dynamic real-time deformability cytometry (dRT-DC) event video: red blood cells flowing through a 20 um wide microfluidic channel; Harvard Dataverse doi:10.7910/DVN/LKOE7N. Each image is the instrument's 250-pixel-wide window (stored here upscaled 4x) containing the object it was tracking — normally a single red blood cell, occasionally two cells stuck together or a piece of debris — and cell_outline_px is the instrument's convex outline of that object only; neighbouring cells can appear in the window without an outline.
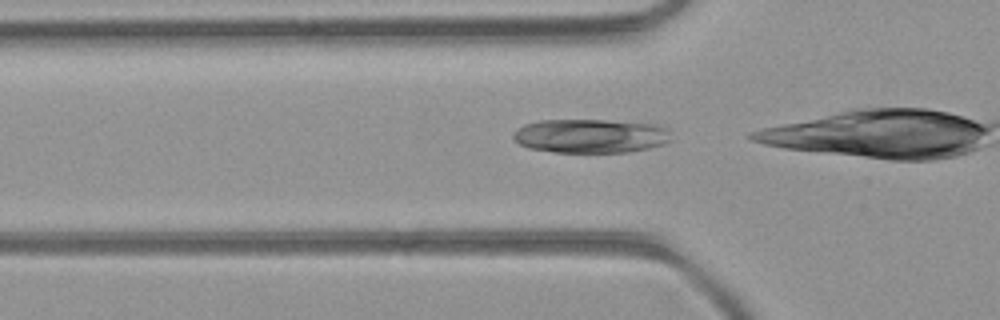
{"species": "common noctule bat (a hibernating species)", "species_latin": "Nyctalus noctula", "temperature_condition": "room temperature", "stored_images_in_passage": 31, "camera_frame_rate_fps": 3000, "um_per_image_px": 0.085, "animal": {"sex": "female", "body_mass_g": 21.9}, "frame": {"image": 1, "passage_image": 9, "time_ms": 2.667, "image_size_px": [1000, 320], "cell_outline_px": [[668, 140], [664, 144], [648, 148], [628, 152], [552, 152], [528, 148], [512, 140], [512, 136], [524, 124], [540, 120], [604, 120], [656, 124], [668, 128]], "centroid_in_image_um": [50.16, 11.55], "position_along_channel_um": 75.6, "area_um2": 31.15}}
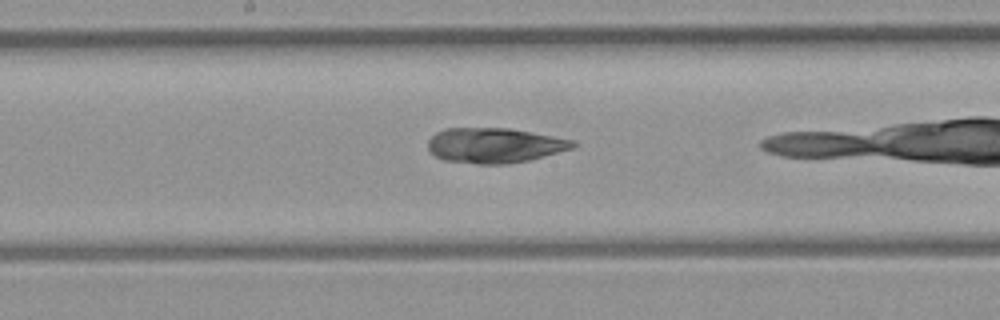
{"frame": {"image": 2, "passage_image": 18, "time_ms": 5.667, "image_size_px": [1000, 320], "cell_outline_px": [[580, 144], [576, 148], [532, 160], [504, 164], [476, 164], [444, 160], [436, 156], [428, 148], [428, 140], [436, 132], [444, 128], [508, 128], [576, 140]], "centroid_in_image_um": [42.11, 12.36], "position_along_channel_um": 206.1, "area_um2": 30.0}}
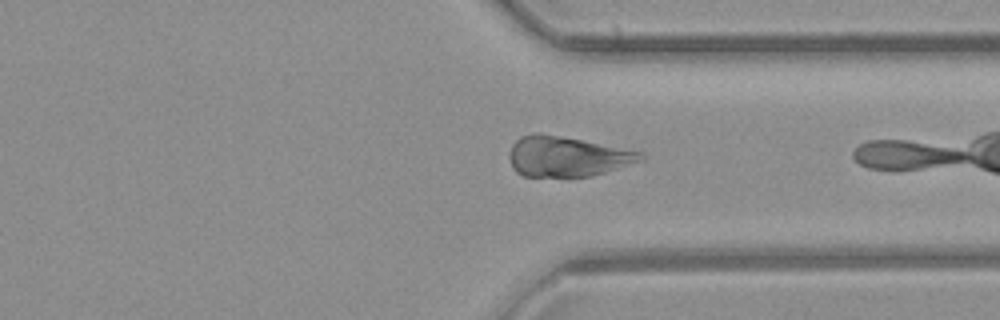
{"frame": {"image": 3, "passage_image": 29, "time_ms": 9.333, "image_size_px": [1000, 320], "cell_outline_px": [[644, 160], [592, 176], [524, 176], [516, 172], [512, 168], [508, 156], [512, 144], [520, 136], [532, 132], [536, 132], [580, 140], [644, 152]], "centroid_in_image_um": [48.17, 13.3], "position_along_channel_um": 363.2, "area_um2": 30.63}}